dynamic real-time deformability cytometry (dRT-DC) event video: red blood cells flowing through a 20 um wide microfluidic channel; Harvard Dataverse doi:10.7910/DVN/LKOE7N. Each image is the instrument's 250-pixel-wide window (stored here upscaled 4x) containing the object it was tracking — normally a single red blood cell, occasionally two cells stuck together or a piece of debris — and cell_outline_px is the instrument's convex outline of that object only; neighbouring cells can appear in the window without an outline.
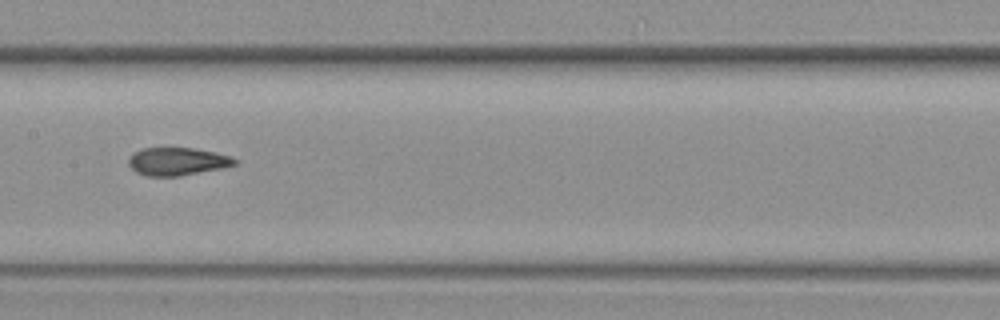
{"species": "common noctule bat (a hibernating species)", "species_latin": "Nyctalus noctula", "temperature_condition": "warm", "stored_images_in_passage": 11, "segment_of_instrument_passage": [2, 2], "camera_frame_rate_fps": 3000, "um_per_image_px": 0.085, "animal": {"sex": "female", "body_mass_g": 19.3, "forearm_length_mm": 54.1}, "frame": {"image": 1, "passage_image": 10, "time_ms": 3.0, "image_size_px": [1000, 320], "cell_outline_px": [[236, 164], [224, 168], [180, 176], [148, 176], [136, 172], [128, 164], [128, 160], [140, 148], [192, 148], [216, 152], [228, 156], [236, 160]], "centroid_in_image_um": [15.08, 13.73], "position_along_channel_um": 192.3, "area_um2": 17.11}}